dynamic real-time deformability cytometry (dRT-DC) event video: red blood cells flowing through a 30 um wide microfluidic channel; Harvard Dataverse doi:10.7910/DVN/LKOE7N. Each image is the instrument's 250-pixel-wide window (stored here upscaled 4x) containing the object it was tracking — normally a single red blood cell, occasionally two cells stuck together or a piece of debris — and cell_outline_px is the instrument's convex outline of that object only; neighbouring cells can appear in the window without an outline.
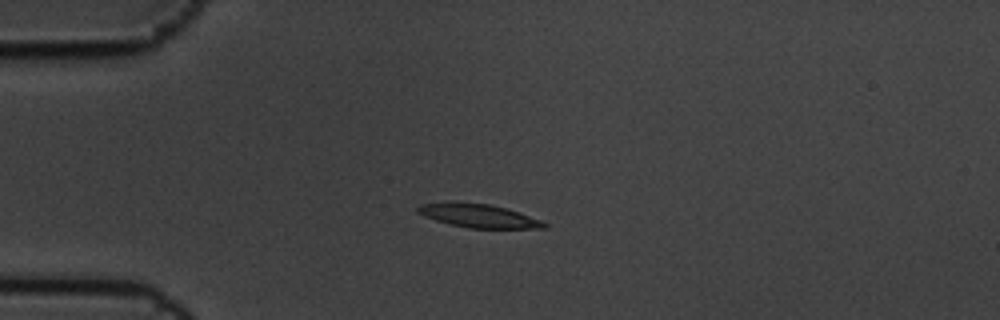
{"species": "common noctule bat (a hibernating species)", "species_latin": "Nyctalus noctula", "temperature_condition": "cold", "stored_images_in_passage": 6, "camera_frame_rate_fps": 3000, "um_per_image_px": 0.085, "animal": {"sex": "male", "body_mass_g": 19.5, "forearm_length_mm": 54.6}, "frame": {"image": 1, "passage_image": 5, "time_ms": 1.333, "image_size_px": [1000, 320], "cell_outline_px": [[548, 228], [468, 228], [436, 220], [424, 216], [416, 212], [416, 208], [420, 204], [452, 200], [488, 204], [520, 212], [540, 220], [548, 224]], "centroid_in_image_um": [40.62, 18.31], "position_along_channel_um": 44.4, "area_um2": 17.51}}